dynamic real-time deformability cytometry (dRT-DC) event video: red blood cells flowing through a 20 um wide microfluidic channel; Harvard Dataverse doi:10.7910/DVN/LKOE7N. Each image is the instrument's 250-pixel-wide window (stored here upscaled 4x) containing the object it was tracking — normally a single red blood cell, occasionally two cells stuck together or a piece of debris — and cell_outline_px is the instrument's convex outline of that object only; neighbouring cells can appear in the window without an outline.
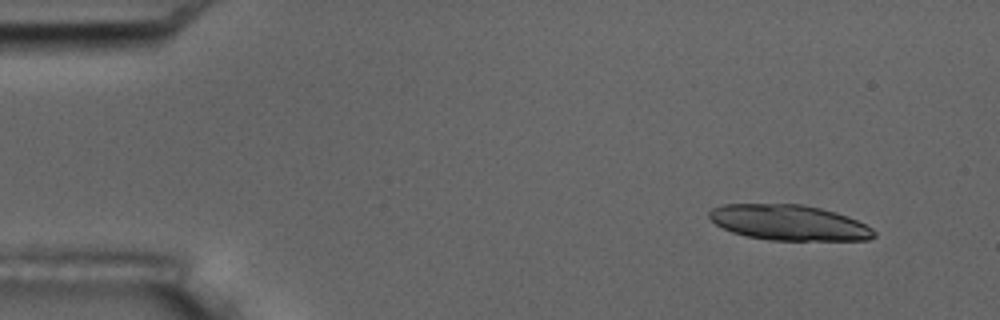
{"species": "common noctule bat (a hibernating species)", "species_latin": "Nyctalus noctula", "temperature_condition": "room temperature", "stored_images_in_passage": 4, "camera_frame_rate_fps": 3000, "um_per_image_px": 0.085, "animal": {"sex": "male", "body_mass_g": 17.5, "forearm_length_mm": 52.3}, "frame": {"image": 1, "passage_image": 1, "time_ms": 0.0, "image_size_px": [1000, 320], "cell_outline_px": [[876, 236], [868, 240], [772, 240], [748, 236], [732, 232], [716, 224], [708, 216], [708, 212], [712, 208], [724, 204], [804, 204], [836, 212], [856, 220], [872, 228], [876, 232]], "centroid_in_image_um": [67.07, 18.92], "position_along_channel_um": 17.9, "area_um2": 33.93}}